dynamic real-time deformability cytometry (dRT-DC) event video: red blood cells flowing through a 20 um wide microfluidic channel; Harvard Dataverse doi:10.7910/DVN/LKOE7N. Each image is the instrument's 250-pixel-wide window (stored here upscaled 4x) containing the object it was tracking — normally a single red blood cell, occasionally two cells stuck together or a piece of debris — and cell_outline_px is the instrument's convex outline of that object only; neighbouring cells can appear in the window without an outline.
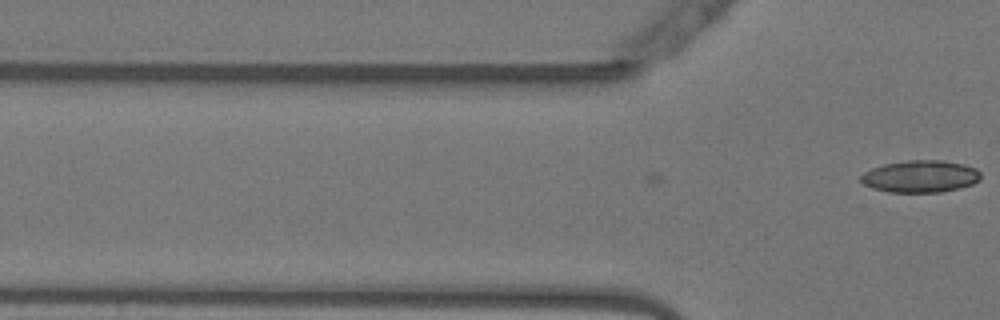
{"species": "Egyptian fruit bat (a non-hibernating species)", "species_latin": "Rousettus aegyptiacus", "temperature_condition": "warm", "stored_images_in_passage": 3, "camera_frame_rate_fps": 3000, "um_per_image_px": 0.085, "animal": {"sex": "female"}, "frame": {"image": 1, "passage_image": 3, "time_ms": 0.667, "image_size_px": [1000, 320], "cell_outline_px": [[980, 180], [972, 184], [960, 188], [940, 192], [888, 192], [872, 188], [864, 184], [860, 180], [860, 176], [864, 172], [872, 168], [884, 164], [904, 160], [940, 160], [964, 164], [976, 168], [980, 172]], "centroid_in_image_um": [78.23, 14.99], "position_along_channel_um": 47.6, "area_um2": 22.54}}